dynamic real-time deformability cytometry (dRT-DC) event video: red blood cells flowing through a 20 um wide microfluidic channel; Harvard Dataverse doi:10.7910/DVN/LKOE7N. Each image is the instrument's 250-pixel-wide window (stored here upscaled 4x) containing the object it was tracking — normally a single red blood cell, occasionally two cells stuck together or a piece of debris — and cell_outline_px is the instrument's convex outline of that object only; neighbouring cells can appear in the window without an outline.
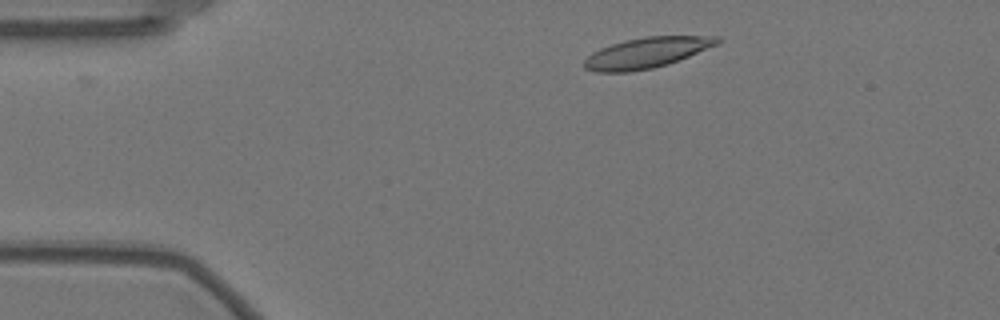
{"species": "Egyptian fruit bat (a non-hibernating species)", "species_latin": "Rousettus aegyptiacus", "temperature_condition": "warm", "stored_images_in_passage": 40, "camera_frame_rate_fps": 3000, "um_per_image_px": 0.085, "animal": {"sex": "female"}, "frame": {"image": 1, "passage_image": 1, "time_ms": 0.0, "image_size_px": [1000, 320], "cell_outline_px": [[720, 44], [668, 64], [652, 68], [628, 72], [596, 72], [584, 68], [584, 60], [592, 52], [600, 48], [624, 40], [644, 36], [720, 36]], "centroid_in_image_um": [54.97, 4.48], "position_along_channel_um": 30.0, "area_um2": 23.76}}
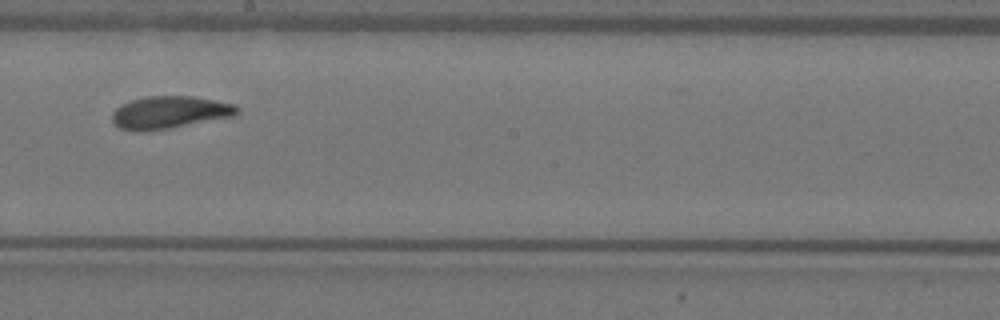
{"frame": {"image": 2, "passage_image": 23, "time_ms": 7.333, "image_size_px": [1000, 320], "cell_outline_px": [[240, 112], [232, 116], [168, 128], [140, 132], [136, 132], [120, 128], [112, 120], [112, 112], [120, 104], [144, 96], [192, 96], [232, 104], [240, 108]], "centroid_in_image_um": [14.36, 9.55], "position_along_channel_um": 233.8, "area_um2": 23.41}}
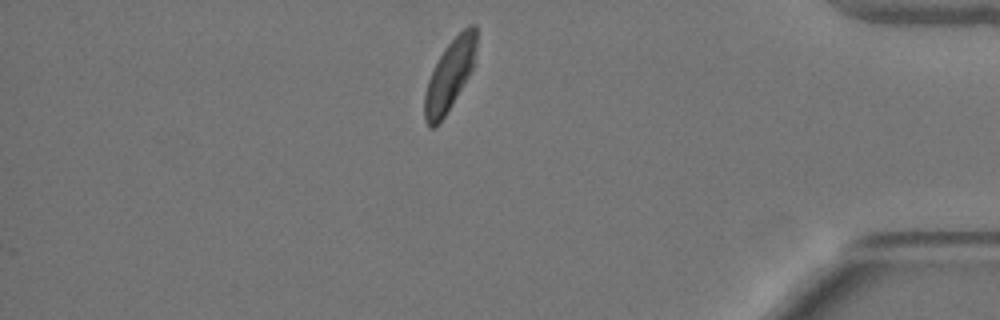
{"frame": {"image": 3, "passage_image": 40, "time_ms": 13.0, "image_size_px": [1000, 320], "cell_outline_px": [[476, 64], [444, 116], [432, 128], [428, 128], [424, 120], [424, 96], [428, 80], [444, 48], [468, 24], [476, 24]], "centroid_in_image_um": [38.24, 6.37], "position_along_channel_um": 397.0, "area_um2": 21.1}, "authors_computed_cell_mechanics": {"area_um2": 23.5535, "velocity_mm_per_s": 3.4929, "shape_relaxation_time_tau1_ms": 3.666, "shape_relaxation_time_tau2_ms": 1.4886, "deformation_change_tau1": 0.1562, "deformation_change_tau2": 0.0794}}